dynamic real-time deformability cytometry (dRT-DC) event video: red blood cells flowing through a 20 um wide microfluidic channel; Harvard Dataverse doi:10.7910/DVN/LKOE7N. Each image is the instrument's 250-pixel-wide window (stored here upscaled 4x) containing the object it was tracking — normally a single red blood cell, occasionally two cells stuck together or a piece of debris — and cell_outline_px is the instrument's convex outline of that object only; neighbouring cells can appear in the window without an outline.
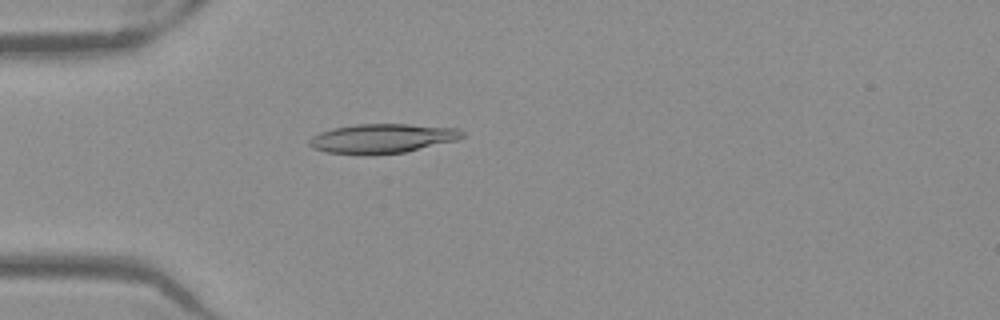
{"species": "Egyptian fruit bat (a non-hibernating species)", "species_latin": "Rousettus aegyptiacus", "temperature_condition": "warm", "stored_images_in_passage": 51, "camera_frame_rate_fps": 3000, "um_per_image_px": 0.085, "frame": {"image": 1, "passage_image": 15, "time_ms": 4.667, "image_size_px": [1000, 320], "cell_outline_px": [[464, 136], [456, 140], [404, 152], [372, 156], [364, 156], [328, 152], [312, 148], [308, 144], [308, 140], [312, 136], [320, 132], [336, 128], [356, 124], [408, 124], [460, 128], [464, 132]], "centroid_in_image_um": [32.48, 11.78], "position_along_channel_um": 52.5, "area_um2": 26.41}}
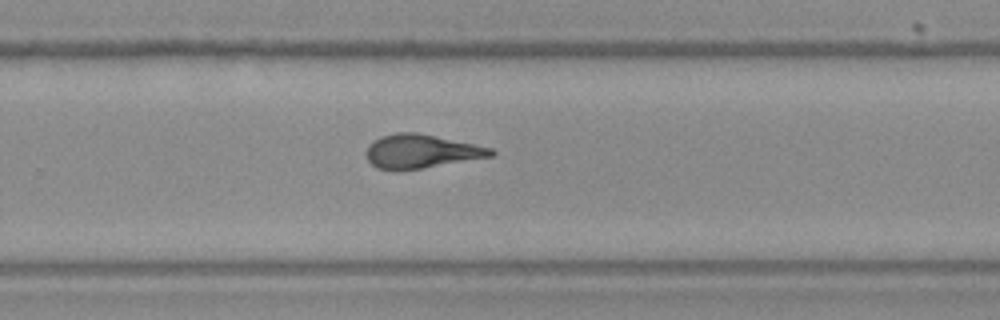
{"frame": {"image": 2, "passage_image": 34, "time_ms": 11.0, "image_size_px": [1000, 320], "cell_outline_px": [[496, 152], [492, 156], [396, 172], [376, 168], [368, 160], [364, 152], [368, 144], [372, 140], [380, 136], [396, 132], [420, 132], [492, 148]], "centroid_in_image_um": [35.71, 12.86], "position_along_channel_um": 294.1, "area_um2": 24.85}}
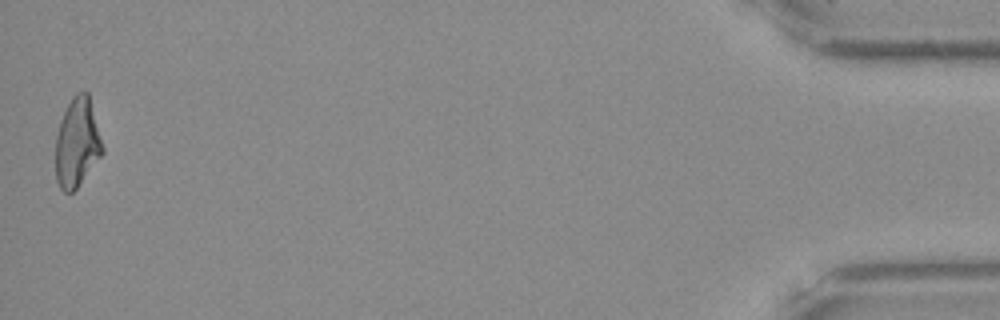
{"frame": {"image": 3, "passage_image": 51, "time_ms": 16.667, "image_size_px": [1000, 320], "cell_outline_px": [[104, 152], [76, 188], [72, 192], [64, 192], [60, 188], [56, 180], [56, 136], [60, 120], [72, 96], [76, 92], [88, 92], [104, 148]], "centroid_in_image_um": [6.55, 12.12], "position_along_channel_um": 428.6, "area_um2": 24.16}, "authors_computed_cell_mechanics": {"area_um2": 24.854, "velocity_mm_per_s": 3.9798, "shape_relaxation_time_tau1_ms": null, "shape_relaxation_time_tau2_ms": 2.4235, "deformation_change_tau1": null, "deformation_change_tau2": 0.1066}}